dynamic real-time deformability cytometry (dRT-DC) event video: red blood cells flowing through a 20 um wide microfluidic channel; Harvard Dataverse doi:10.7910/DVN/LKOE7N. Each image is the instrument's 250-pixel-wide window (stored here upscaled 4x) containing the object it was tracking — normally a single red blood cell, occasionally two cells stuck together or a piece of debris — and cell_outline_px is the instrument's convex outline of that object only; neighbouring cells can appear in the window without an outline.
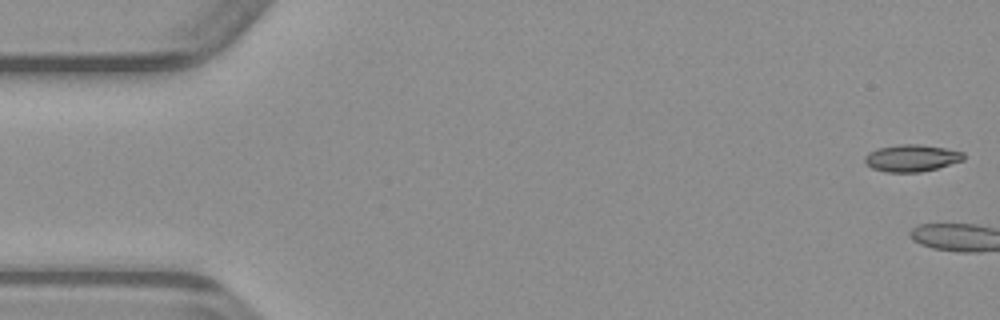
{"species": "common noctule bat (a hibernating species)", "species_latin": "Nyctalus noctula", "temperature_condition": "warm", "stored_images_in_passage": 3, "camera_frame_rate_fps": 3000, "um_per_image_px": 0.085, "animal": {"sex": "male", "body_mass_g": 23.1, "forearm_length_mm": 52.7}, "frame": {"image": 1, "passage_image": 1, "time_ms": 0.0, "image_size_px": [1000, 320], "cell_outline_px": [[964, 160], [936, 168], [920, 172], [884, 172], [872, 168], [864, 160], [864, 156], [868, 152], [880, 148], [900, 144], [920, 144], [944, 148], [964, 152]], "centroid_in_image_um": [77.48, 13.43], "position_along_channel_um": 7.5, "area_um2": 15.43}}